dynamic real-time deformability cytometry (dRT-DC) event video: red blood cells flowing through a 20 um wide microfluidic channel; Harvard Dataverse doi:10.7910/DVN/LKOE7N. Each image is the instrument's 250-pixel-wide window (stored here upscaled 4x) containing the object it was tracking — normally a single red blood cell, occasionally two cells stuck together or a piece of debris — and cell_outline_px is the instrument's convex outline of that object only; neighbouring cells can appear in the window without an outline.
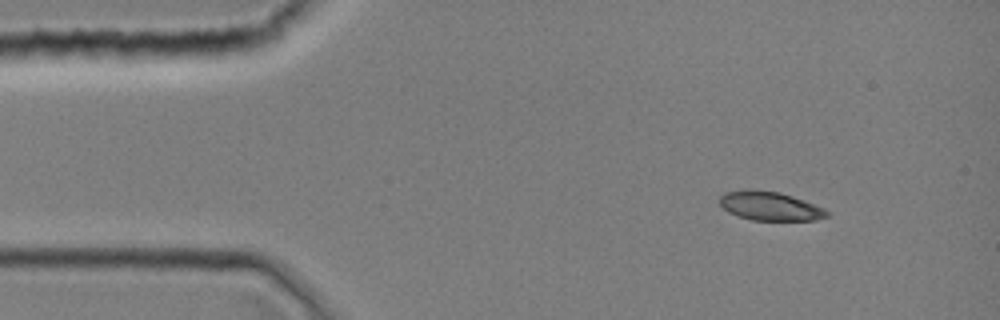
{"species": "common noctule bat (a hibernating species)", "species_latin": "Nyctalus noctula", "temperature_condition": "room temperature", "stored_images_in_passage": 3, "camera_frame_rate_fps": 3000, "um_per_image_px": 0.085, "animal": {"sex": "female", "body_mass_g": 19.0, "forearm_length_mm": 51.5}, "frame": {"image": 1, "passage_image": 1, "time_ms": 0.0, "image_size_px": [1000, 320], "cell_outline_px": [[828, 216], [816, 220], [752, 220], [728, 212], [720, 204], [720, 196], [724, 192], [748, 188], [752, 188], [780, 192], [804, 200], [824, 208], [828, 212]], "centroid_in_image_um": [65.43, 17.49], "position_along_channel_um": 19.6, "area_um2": 18.15}}